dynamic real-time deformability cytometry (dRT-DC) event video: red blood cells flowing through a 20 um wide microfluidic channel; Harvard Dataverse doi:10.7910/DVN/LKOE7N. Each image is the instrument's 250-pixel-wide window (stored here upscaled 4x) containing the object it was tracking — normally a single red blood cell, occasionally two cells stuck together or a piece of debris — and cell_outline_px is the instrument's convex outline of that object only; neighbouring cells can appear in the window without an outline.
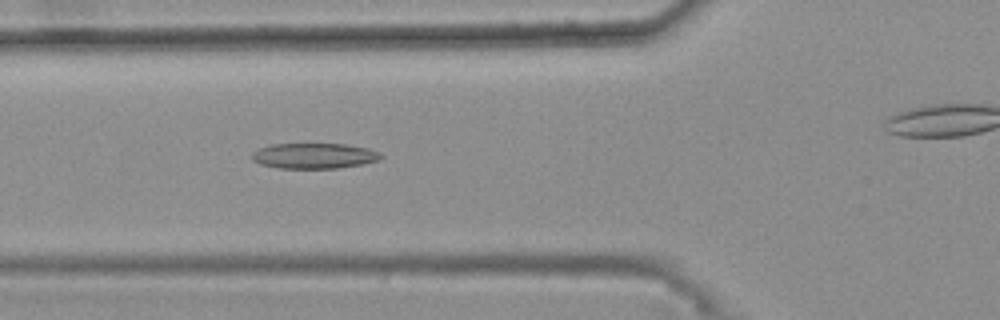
{"species": "common noctule bat (a hibernating species)", "species_latin": "Nyctalus noctula", "temperature_condition": "warm", "stored_images_in_passage": 49, "camera_frame_rate_fps": 3000, "um_per_image_px": 0.085, "animal": {"sex": "female", "body_mass_g": 25.1}, "frame": {"image": 1, "passage_image": 20, "time_ms": 6.333, "image_size_px": [1000, 320], "cell_outline_px": [[384, 156], [380, 160], [364, 164], [336, 168], [280, 168], [260, 164], [252, 160], [252, 152], [260, 148], [272, 144], [344, 144], [368, 148], [380, 152]], "centroid_in_image_um": [26.74, 13.24], "position_along_channel_um": 99.1, "area_um2": 19.19}}
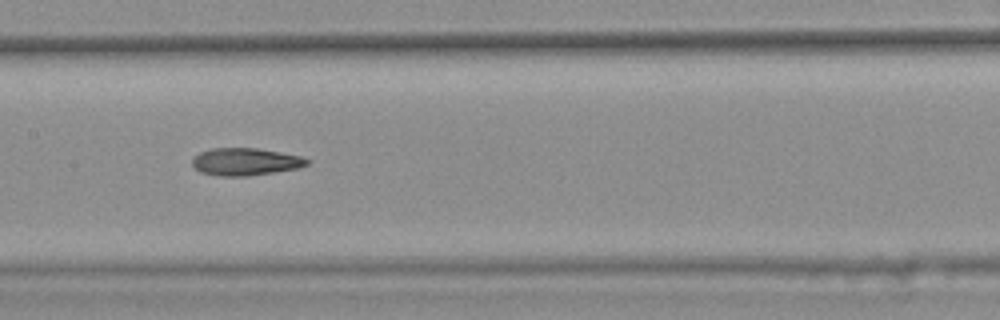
{"frame": {"image": 2, "passage_image": 27, "time_ms": 8.667, "image_size_px": [1000, 320], "cell_outline_px": [[312, 160], [308, 164], [300, 168], [248, 176], [216, 176], [200, 172], [192, 164], [192, 160], [200, 152], [212, 148], [256, 148], [280, 152], [300, 156]], "centroid_in_image_um": [20.88, 13.75], "position_along_channel_um": 186.5, "area_um2": 18.38}}
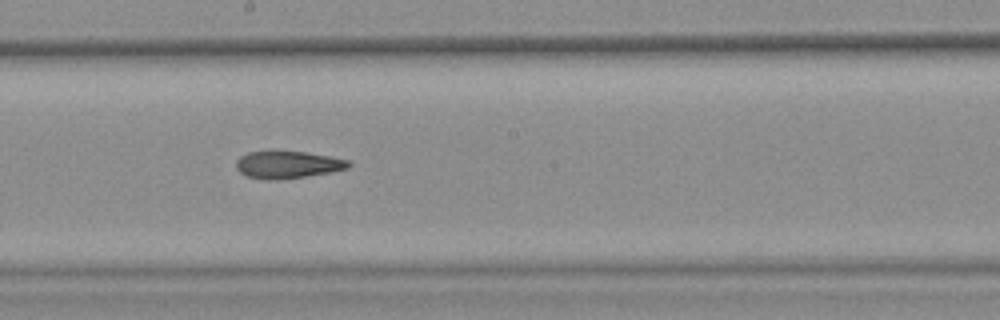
{"frame": {"image": 3, "passage_image": 30, "time_ms": 9.667, "image_size_px": [1000, 320], "cell_outline_px": [[352, 164], [348, 168], [332, 172], [276, 180], [268, 180], [248, 176], [240, 172], [236, 168], [236, 160], [240, 156], [248, 152], [304, 152], [332, 156], [348, 160]], "centroid_in_image_um": [24.47, 14.0], "position_along_channel_um": 223.7, "area_um2": 17.69}, "authors_computed_cell_mechanics": {"area_um2": 18.785, "velocity_mm_per_s": 3.7336, "shape_relaxation_time_tau1_ms": null, "shape_relaxation_time_tau2_ms": 5.0986, "deformation_change_tau1": null, "deformation_change_tau2": 0.1558}}